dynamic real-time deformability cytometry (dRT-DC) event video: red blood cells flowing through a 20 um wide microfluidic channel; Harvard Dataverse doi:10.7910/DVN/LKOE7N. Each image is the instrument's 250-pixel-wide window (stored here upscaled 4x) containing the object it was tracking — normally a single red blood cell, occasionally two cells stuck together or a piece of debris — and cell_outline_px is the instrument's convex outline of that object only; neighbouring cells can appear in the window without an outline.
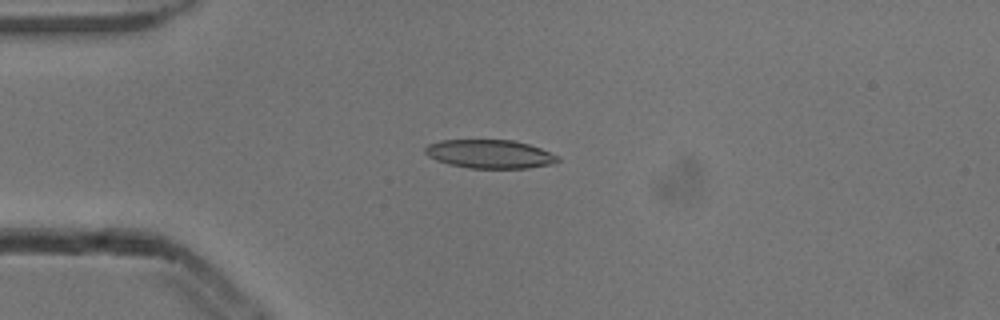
{"species": "common noctule bat (a hibernating species)", "species_latin": "Nyctalus noctula", "temperature_condition": "cold", "stored_images_in_passage": 6, "camera_frame_rate_fps": 3000, "um_per_image_px": 0.085, "animal": {"sex": "male", "body_mass_g": 13.3}, "frame": {"image": 1, "passage_image": 3, "time_ms": 0.667, "image_size_px": [1000, 320], "cell_outline_px": [[560, 160], [552, 164], [528, 168], [468, 168], [448, 164], [436, 160], [428, 156], [424, 152], [424, 148], [428, 144], [440, 140], [512, 140], [528, 144], [540, 148], [560, 156]], "centroid_in_image_um": [41.62, 13.09], "position_along_channel_um": 43.4, "area_um2": 22.2}}
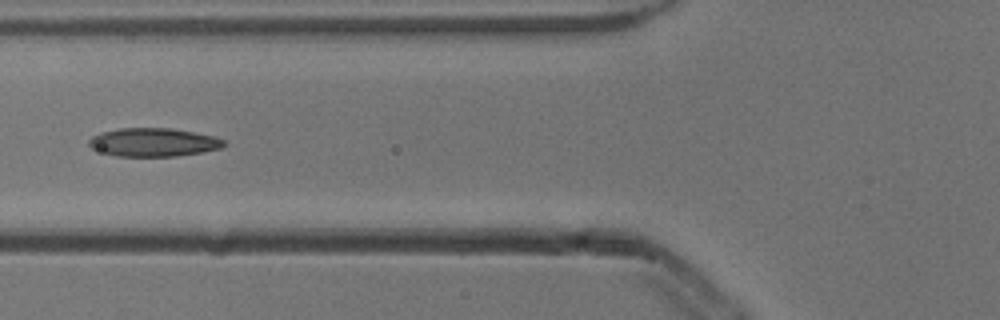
{"frame": {"image": 2, "passage_image": 5, "time_ms": 1.333, "image_size_px": [1000, 320], "cell_outline_px": [[228, 144], [220, 148], [200, 152], [176, 156], [116, 156], [92, 148], [88, 144], [88, 140], [92, 136], [100, 132], [120, 128], [172, 128], [212, 136], [224, 140]], "centroid_in_image_um": [13.02, 12.09], "position_along_channel_um": 112.8, "area_um2": 22.2}}
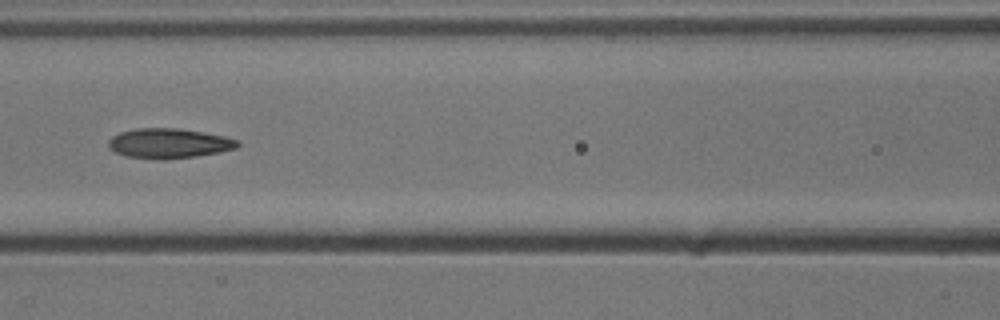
{"frame": {"image": 3, "passage_image": 6, "time_ms": 1.667, "image_size_px": [1000, 320], "cell_outline_px": [[240, 144], [236, 148], [196, 156], [164, 160], [160, 160], [124, 156], [116, 152], [108, 144], [108, 140], [112, 136], [120, 132], [136, 128], [176, 128], [204, 132], [224, 136], [236, 140]], "centroid_in_image_um": [14.32, 12.18], "position_along_channel_um": 152.3, "area_um2": 22.37}}